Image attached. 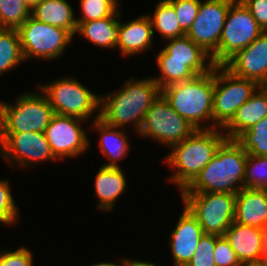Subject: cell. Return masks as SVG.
<instances>
[{
    "mask_svg": "<svg viewBox=\"0 0 267 266\" xmlns=\"http://www.w3.org/2000/svg\"><path fill=\"white\" fill-rule=\"evenodd\" d=\"M54 114L88 120L100 107V96L69 77L40 86Z\"/></svg>",
    "mask_w": 267,
    "mask_h": 266,
    "instance_id": "9",
    "label": "cell"
},
{
    "mask_svg": "<svg viewBox=\"0 0 267 266\" xmlns=\"http://www.w3.org/2000/svg\"><path fill=\"white\" fill-rule=\"evenodd\" d=\"M234 222L265 230L267 228V190L242 188L236 194Z\"/></svg>",
    "mask_w": 267,
    "mask_h": 266,
    "instance_id": "19",
    "label": "cell"
},
{
    "mask_svg": "<svg viewBox=\"0 0 267 266\" xmlns=\"http://www.w3.org/2000/svg\"><path fill=\"white\" fill-rule=\"evenodd\" d=\"M125 266H158L153 263H149L146 261H139V260H129L126 258Z\"/></svg>",
    "mask_w": 267,
    "mask_h": 266,
    "instance_id": "39",
    "label": "cell"
},
{
    "mask_svg": "<svg viewBox=\"0 0 267 266\" xmlns=\"http://www.w3.org/2000/svg\"><path fill=\"white\" fill-rule=\"evenodd\" d=\"M33 254L26 247H20L15 251L0 252V266H32Z\"/></svg>",
    "mask_w": 267,
    "mask_h": 266,
    "instance_id": "37",
    "label": "cell"
},
{
    "mask_svg": "<svg viewBox=\"0 0 267 266\" xmlns=\"http://www.w3.org/2000/svg\"><path fill=\"white\" fill-rule=\"evenodd\" d=\"M53 115L44 93H22L14 105L0 101V133H45Z\"/></svg>",
    "mask_w": 267,
    "mask_h": 266,
    "instance_id": "5",
    "label": "cell"
},
{
    "mask_svg": "<svg viewBox=\"0 0 267 266\" xmlns=\"http://www.w3.org/2000/svg\"><path fill=\"white\" fill-rule=\"evenodd\" d=\"M26 5L28 6V8L32 11V9L38 5L39 3H41L44 0H24Z\"/></svg>",
    "mask_w": 267,
    "mask_h": 266,
    "instance_id": "41",
    "label": "cell"
},
{
    "mask_svg": "<svg viewBox=\"0 0 267 266\" xmlns=\"http://www.w3.org/2000/svg\"><path fill=\"white\" fill-rule=\"evenodd\" d=\"M149 18L152 23L153 33L154 28L166 40L179 38L186 33L180 28L177 14L173 5L168 0H161L157 3L153 16Z\"/></svg>",
    "mask_w": 267,
    "mask_h": 266,
    "instance_id": "26",
    "label": "cell"
},
{
    "mask_svg": "<svg viewBox=\"0 0 267 266\" xmlns=\"http://www.w3.org/2000/svg\"><path fill=\"white\" fill-rule=\"evenodd\" d=\"M215 88V65L206 74L189 81L175 83L161 90L171 107L196 129L204 128L203 121H213V92ZM202 121V122H201Z\"/></svg>",
    "mask_w": 267,
    "mask_h": 266,
    "instance_id": "4",
    "label": "cell"
},
{
    "mask_svg": "<svg viewBox=\"0 0 267 266\" xmlns=\"http://www.w3.org/2000/svg\"><path fill=\"white\" fill-rule=\"evenodd\" d=\"M161 75L153 78L160 90L183 81H189L197 75L188 67V61L178 60H157Z\"/></svg>",
    "mask_w": 267,
    "mask_h": 266,
    "instance_id": "28",
    "label": "cell"
},
{
    "mask_svg": "<svg viewBox=\"0 0 267 266\" xmlns=\"http://www.w3.org/2000/svg\"><path fill=\"white\" fill-rule=\"evenodd\" d=\"M161 90L153 78L129 79L119 92L100 97L99 118L107 125L123 127L134 123V130L140 131L146 112ZM102 108V109H101Z\"/></svg>",
    "mask_w": 267,
    "mask_h": 266,
    "instance_id": "2",
    "label": "cell"
},
{
    "mask_svg": "<svg viewBox=\"0 0 267 266\" xmlns=\"http://www.w3.org/2000/svg\"><path fill=\"white\" fill-rule=\"evenodd\" d=\"M24 61L17 29H0V75Z\"/></svg>",
    "mask_w": 267,
    "mask_h": 266,
    "instance_id": "27",
    "label": "cell"
},
{
    "mask_svg": "<svg viewBox=\"0 0 267 266\" xmlns=\"http://www.w3.org/2000/svg\"><path fill=\"white\" fill-rule=\"evenodd\" d=\"M177 14L180 28L187 33L194 22L201 0H168Z\"/></svg>",
    "mask_w": 267,
    "mask_h": 266,
    "instance_id": "35",
    "label": "cell"
},
{
    "mask_svg": "<svg viewBox=\"0 0 267 266\" xmlns=\"http://www.w3.org/2000/svg\"><path fill=\"white\" fill-rule=\"evenodd\" d=\"M121 14L117 10L113 15L94 21L77 23L76 33L102 48H116Z\"/></svg>",
    "mask_w": 267,
    "mask_h": 266,
    "instance_id": "24",
    "label": "cell"
},
{
    "mask_svg": "<svg viewBox=\"0 0 267 266\" xmlns=\"http://www.w3.org/2000/svg\"><path fill=\"white\" fill-rule=\"evenodd\" d=\"M243 266H260L259 264L243 265Z\"/></svg>",
    "mask_w": 267,
    "mask_h": 266,
    "instance_id": "44",
    "label": "cell"
},
{
    "mask_svg": "<svg viewBox=\"0 0 267 266\" xmlns=\"http://www.w3.org/2000/svg\"><path fill=\"white\" fill-rule=\"evenodd\" d=\"M24 60L55 59L62 55L72 35L65 29L40 22L30 16L18 29Z\"/></svg>",
    "mask_w": 267,
    "mask_h": 266,
    "instance_id": "10",
    "label": "cell"
},
{
    "mask_svg": "<svg viewBox=\"0 0 267 266\" xmlns=\"http://www.w3.org/2000/svg\"><path fill=\"white\" fill-rule=\"evenodd\" d=\"M95 192L98 208L112 210L118 197L126 190V179L120 167L102 166L95 176Z\"/></svg>",
    "mask_w": 267,
    "mask_h": 266,
    "instance_id": "22",
    "label": "cell"
},
{
    "mask_svg": "<svg viewBox=\"0 0 267 266\" xmlns=\"http://www.w3.org/2000/svg\"><path fill=\"white\" fill-rule=\"evenodd\" d=\"M263 259H267V228L264 230Z\"/></svg>",
    "mask_w": 267,
    "mask_h": 266,
    "instance_id": "42",
    "label": "cell"
},
{
    "mask_svg": "<svg viewBox=\"0 0 267 266\" xmlns=\"http://www.w3.org/2000/svg\"><path fill=\"white\" fill-rule=\"evenodd\" d=\"M153 28L149 15H143L126 24L120 22L117 46L124 56H133L151 48Z\"/></svg>",
    "mask_w": 267,
    "mask_h": 266,
    "instance_id": "20",
    "label": "cell"
},
{
    "mask_svg": "<svg viewBox=\"0 0 267 266\" xmlns=\"http://www.w3.org/2000/svg\"><path fill=\"white\" fill-rule=\"evenodd\" d=\"M263 32L243 2L235 0L227 12L218 50L210 59L214 65H224Z\"/></svg>",
    "mask_w": 267,
    "mask_h": 266,
    "instance_id": "7",
    "label": "cell"
},
{
    "mask_svg": "<svg viewBox=\"0 0 267 266\" xmlns=\"http://www.w3.org/2000/svg\"><path fill=\"white\" fill-rule=\"evenodd\" d=\"M169 44L157 55L156 60L188 61V67L198 76L211 71L214 64L211 59L205 64L208 56L200 45H197L188 36L169 40Z\"/></svg>",
    "mask_w": 267,
    "mask_h": 266,
    "instance_id": "18",
    "label": "cell"
},
{
    "mask_svg": "<svg viewBox=\"0 0 267 266\" xmlns=\"http://www.w3.org/2000/svg\"><path fill=\"white\" fill-rule=\"evenodd\" d=\"M93 127L101 134L99 140L100 150L109 159L110 163L104 167H119L118 160L126 157L129 149L127 136L119 128L107 125L99 118V113L95 117Z\"/></svg>",
    "mask_w": 267,
    "mask_h": 266,
    "instance_id": "25",
    "label": "cell"
},
{
    "mask_svg": "<svg viewBox=\"0 0 267 266\" xmlns=\"http://www.w3.org/2000/svg\"><path fill=\"white\" fill-rule=\"evenodd\" d=\"M246 161L247 152L242 146L235 139L226 138L212 159L181 193L237 194L244 188Z\"/></svg>",
    "mask_w": 267,
    "mask_h": 266,
    "instance_id": "1",
    "label": "cell"
},
{
    "mask_svg": "<svg viewBox=\"0 0 267 266\" xmlns=\"http://www.w3.org/2000/svg\"><path fill=\"white\" fill-rule=\"evenodd\" d=\"M31 16L40 22L63 28L72 36L76 34L77 21L67 0H44L32 9Z\"/></svg>",
    "mask_w": 267,
    "mask_h": 266,
    "instance_id": "23",
    "label": "cell"
},
{
    "mask_svg": "<svg viewBox=\"0 0 267 266\" xmlns=\"http://www.w3.org/2000/svg\"><path fill=\"white\" fill-rule=\"evenodd\" d=\"M0 154L10 164L17 163L21 167L31 162L57 159L42 132L0 133Z\"/></svg>",
    "mask_w": 267,
    "mask_h": 266,
    "instance_id": "13",
    "label": "cell"
},
{
    "mask_svg": "<svg viewBox=\"0 0 267 266\" xmlns=\"http://www.w3.org/2000/svg\"><path fill=\"white\" fill-rule=\"evenodd\" d=\"M248 154L267 156V116L235 139Z\"/></svg>",
    "mask_w": 267,
    "mask_h": 266,
    "instance_id": "29",
    "label": "cell"
},
{
    "mask_svg": "<svg viewBox=\"0 0 267 266\" xmlns=\"http://www.w3.org/2000/svg\"><path fill=\"white\" fill-rule=\"evenodd\" d=\"M267 116V86H260L222 128L227 139H236L241 133Z\"/></svg>",
    "mask_w": 267,
    "mask_h": 266,
    "instance_id": "21",
    "label": "cell"
},
{
    "mask_svg": "<svg viewBox=\"0 0 267 266\" xmlns=\"http://www.w3.org/2000/svg\"><path fill=\"white\" fill-rule=\"evenodd\" d=\"M242 265L263 260L264 230L233 222L224 234Z\"/></svg>",
    "mask_w": 267,
    "mask_h": 266,
    "instance_id": "17",
    "label": "cell"
},
{
    "mask_svg": "<svg viewBox=\"0 0 267 266\" xmlns=\"http://www.w3.org/2000/svg\"><path fill=\"white\" fill-rule=\"evenodd\" d=\"M126 258L122 259V261L119 264L111 263V262H102V263H95L91 266H125Z\"/></svg>",
    "mask_w": 267,
    "mask_h": 266,
    "instance_id": "40",
    "label": "cell"
},
{
    "mask_svg": "<svg viewBox=\"0 0 267 266\" xmlns=\"http://www.w3.org/2000/svg\"><path fill=\"white\" fill-rule=\"evenodd\" d=\"M214 258L216 266H243L225 236L216 235Z\"/></svg>",
    "mask_w": 267,
    "mask_h": 266,
    "instance_id": "36",
    "label": "cell"
},
{
    "mask_svg": "<svg viewBox=\"0 0 267 266\" xmlns=\"http://www.w3.org/2000/svg\"><path fill=\"white\" fill-rule=\"evenodd\" d=\"M260 266H267V259H263L260 263Z\"/></svg>",
    "mask_w": 267,
    "mask_h": 266,
    "instance_id": "43",
    "label": "cell"
},
{
    "mask_svg": "<svg viewBox=\"0 0 267 266\" xmlns=\"http://www.w3.org/2000/svg\"><path fill=\"white\" fill-rule=\"evenodd\" d=\"M184 205L197 218L205 234L224 236L234 222L236 194L181 193Z\"/></svg>",
    "mask_w": 267,
    "mask_h": 266,
    "instance_id": "6",
    "label": "cell"
},
{
    "mask_svg": "<svg viewBox=\"0 0 267 266\" xmlns=\"http://www.w3.org/2000/svg\"><path fill=\"white\" fill-rule=\"evenodd\" d=\"M9 181L0 180V223L15 224L19 208L11 194Z\"/></svg>",
    "mask_w": 267,
    "mask_h": 266,
    "instance_id": "34",
    "label": "cell"
},
{
    "mask_svg": "<svg viewBox=\"0 0 267 266\" xmlns=\"http://www.w3.org/2000/svg\"><path fill=\"white\" fill-rule=\"evenodd\" d=\"M30 16L24 0H0V29H18Z\"/></svg>",
    "mask_w": 267,
    "mask_h": 266,
    "instance_id": "30",
    "label": "cell"
},
{
    "mask_svg": "<svg viewBox=\"0 0 267 266\" xmlns=\"http://www.w3.org/2000/svg\"><path fill=\"white\" fill-rule=\"evenodd\" d=\"M244 188L267 190V156L247 153Z\"/></svg>",
    "mask_w": 267,
    "mask_h": 266,
    "instance_id": "31",
    "label": "cell"
},
{
    "mask_svg": "<svg viewBox=\"0 0 267 266\" xmlns=\"http://www.w3.org/2000/svg\"><path fill=\"white\" fill-rule=\"evenodd\" d=\"M257 24L267 32V0H241Z\"/></svg>",
    "mask_w": 267,
    "mask_h": 266,
    "instance_id": "38",
    "label": "cell"
},
{
    "mask_svg": "<svg viewBox=\"0 0 267 266\" xmlns=\"http://www.w3.org/2000/svg\"><path fill=\"white\" fill-rule=\"evenodd\" d=\"M225 139L226 136L217 128L196 129L189 137L173 145L170 154L165 158L176 171L169 181L182 191L212 159Z\"/></svg>",
    "mask_w": 267,
    "mask_h": 266,
    "instance_id": "3",
    "label": "cell"
},
{
    "mask_svg": "<svg viewBox=\"0 0 267 266\" xmlns=\"http://www.w3.org/2000/svg\"><path fill=\"white\" fill-rule=\"evenodd\" d=\"M215 246L216 235L204 233L199 240L195 253L186 266H216L214 258Z\"/></svg>",
    "mask_w": 267,
    "mask_h": 266,
    "instance_id": "33",
    "label": "cell"
},
{
    "mask_svg": "<svg viewBox=\"0 0 267 266\" xmlns=\"http://www.w3.org/2000/svg\"><path fill=\"white\" fill-rule=\"evenodd\" d=\"M234 1L201 2L197 16L185 35L212 56L218 50L227 12Z\"/></svg>",
    "mask_w": 267,
    "mask_h": 266,
    "instance_id": "12",
    "label": "cell"
},
{
    "mask_svg": "<svg viewBox=\"0 0 267 266\" xmlns=\"http://www.w3.org/2000/svg\"><path fill=\"white\" fill-rule=\"evenodd\" d=\"M81 120V121H80ZM85 120L54 114L45 130L47 141L54 156L60 160L76 157L89 148L86 131L82 128ZM81 124V125H80Z\"/></svg>",
    "mask_w": 267,
    "mask_h": 266,
    "instance_id": "14",
    "label": "cell"
},
{
    "mask_svg": "<svg viewBox=\"0 0 267 266\" xmlns=\"http://www.w3.org/2000/svg\"><path fill=\"white\" fill-rule=\"evenodd\" d=\"M176 228L171 233L170 248L175 262L174 266H186L191 260L204 235L197 218L184 207Z\"/></svg>",
    "mask_w": 267,
    "mask_h": 266,
    "instance_id": "16",
    "label": "cell"
},
{
    "mask_svg": "<svg viewBox=\"0 0 267 266\" xmlns=\"http://www.w3.org/2000/svg\"><path fill=\"white\" fill-rule=\"evenodd\" d=\"M195 130L196 128L180 116L160 93L146 112L138 133L172 147L189 137Z\"/></svg>",
    "mask_w": 267,
    "mask_h": 266,
    "instance_id": "11",
    "label": "cell"
},
{
    "mask_svg": "<svg viewBox=\"0 0 267 266\" xmlns=\"http://www.w3.org/2000/svg\"><path fill=\"white\" fill-rule=\"evenodd\" d=\"M259 87L257 82L234 75L224 65H215L213 127L223 128Z\"/></svg>",
    "mask_w": 267,
    "mask_h": 266,
    "instance_id": "8",
    "label": "cell"
},
{
    "mask_svg": "<svg viewBox=\"0 0 267 266\" xmlns=\"http://www.w3.org/2000/svg\"><path fill=\"white\" fill-rule=\"evenodd\" d=\"M118 0H80L82 17L77 23L94 21L113 15L117 11Z\"/></svg>",
    "mask_w": 267,
    "mask_h": 266,
    "instance_id": "32",
    "label": "cell"
},
{
    "mask_svg": "<svg viewBox=\"0 0 267 266\" xmlns=\"http://www.w3.org/2000/svg\"><path fill=\"white\" fill-rule=\"evenodd\" d=\"M224 66L238 77L267 86V32L238 51Z\"/></svg>",
    "mask_w": 267,
    "mask_h": 266,
    "instance_id": "15",
    "label": "cell"
}]
</instances>
